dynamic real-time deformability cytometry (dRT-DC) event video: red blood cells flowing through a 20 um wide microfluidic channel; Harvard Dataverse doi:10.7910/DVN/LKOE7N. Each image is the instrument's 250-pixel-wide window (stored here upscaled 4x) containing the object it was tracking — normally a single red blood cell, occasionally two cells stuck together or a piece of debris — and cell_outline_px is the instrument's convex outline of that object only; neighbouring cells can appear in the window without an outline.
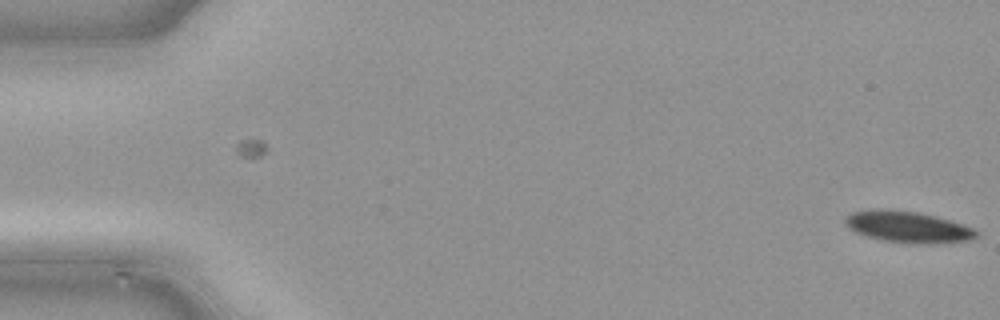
{"species": "common noctule bat (a hibernating species)", "species_latin": "Nyctalus noctula", "temperature_condition": "cold", "stored_images_in_passage": 7, "camera_frame_rate_fps": 3000, "um_per_image_px": 0.085, "animal": {"sex": "male", "body_mass_g": 21.5, "forearm_length_mm": 52.0}, "frame": {"image": 1, "passage_image": 7, "time_ms": 2.0, "image_size_px": [1000, 320], "cell_outline_px": [[980, 236], [968, 240], [932, 244], [912, 244], [880, 240], [864, 236], [848, 228], [844, 224], [844, 216], [852, 212], [920, 212], [936, 216], [972, 228], [980, 232]], "centroid_in_image_um": [77.21, 19.35], "position_along_channel_um": 7.8, "area_um2": 23.35}}